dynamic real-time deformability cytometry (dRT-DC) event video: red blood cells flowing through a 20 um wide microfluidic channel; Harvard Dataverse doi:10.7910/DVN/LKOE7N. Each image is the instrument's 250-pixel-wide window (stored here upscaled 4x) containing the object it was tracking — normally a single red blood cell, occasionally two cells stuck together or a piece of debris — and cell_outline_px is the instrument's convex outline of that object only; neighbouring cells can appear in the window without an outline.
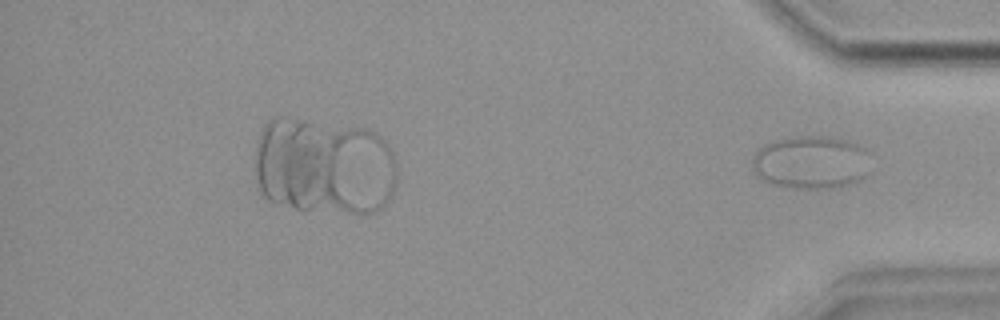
{"species": "common noctule bat (a hibernating species)", "species_latin": "Nyctalus noctula", "temperature_condition": "warm", "stored_images_in_passage": 35, "camera_frame_rate_fps": 3000, "um_per_image_px": 0.085, "animal": {"sex": "female", "body_mass_g": 18.4}, "frame": {"image": 1, "passage_image": 35, "time_ms": 11.333, "image_size_px": [1000, 320], "cell_outline_px": [[864, 176], [860, 180], [852, 184], [832, 188], [796, 188], [768, 184], [760, 180], [752, 168], [752, 156], [764, 144], [772, 140], [788, 136], [828, 136], [848, 140], [864, 148]], "centroid_in_image_um": [68.81, 13.79], "position_along_channel_um": 366.4, "area_um2": 36.59}}